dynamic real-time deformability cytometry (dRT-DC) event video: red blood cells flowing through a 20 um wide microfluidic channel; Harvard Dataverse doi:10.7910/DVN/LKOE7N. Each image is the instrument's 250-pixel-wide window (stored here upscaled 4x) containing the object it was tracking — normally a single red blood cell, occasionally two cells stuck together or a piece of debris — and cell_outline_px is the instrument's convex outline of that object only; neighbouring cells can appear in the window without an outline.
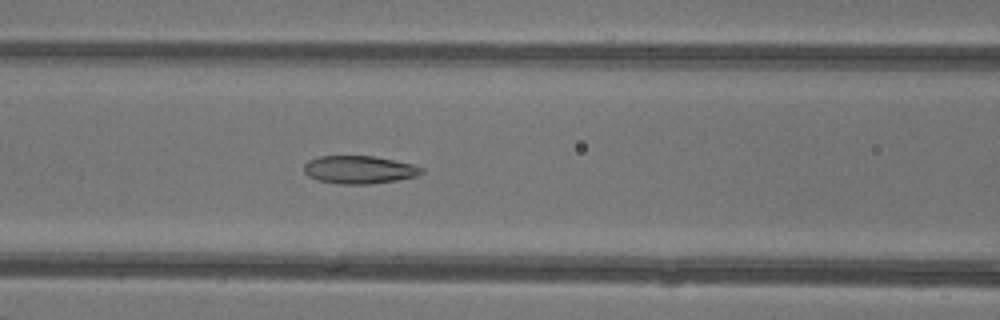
{"species": "common noctule bat (a hibernating species)", "species_latin": "Nyctalus noctula", "temperature_condition": "warm", "stored_images_in_passage": 33, "camera_frame_rate_fps": 3000, "um_per_image_px": 0.085, "animal": {"sex": "female"}, "frame": {"image": 1, "passage_image": 6, "time_ms": 1.667, "image_size_px": [1000, 320], "cell_outline_px": [[424, 172], [416, 176], [396, 180], [368, 184], [340, 184], [316, 180], [308, 176], [304, 172], [304, 164], [308, 160], [316, 156], [376, 156], [412, 164], [424, 168]], "centroid_in_image_um": [30.5, 14.42], "position_along_channel_um": 136.1, "area_um2": 19.25}}
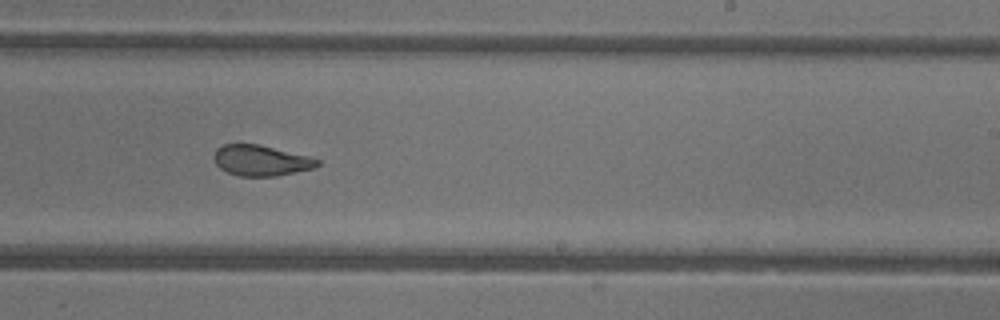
{"frame": {"image": 2, "passage_image": 15, "time_ms": 4.667, "image_size_px": [1000, 320], "cell_outline_px": [[320, 164], [316, 168], [276, 176], [240, 176], [228, 172], [220, 168], [216, 164], [212, 156], [216, 148], [224, 144], [260, 144], [308, 156], [320, 160]], "centroid_in_image_um": [22.18, 13.64], "position_along_channel_um": 266.8, "area_um2": 18.61}}
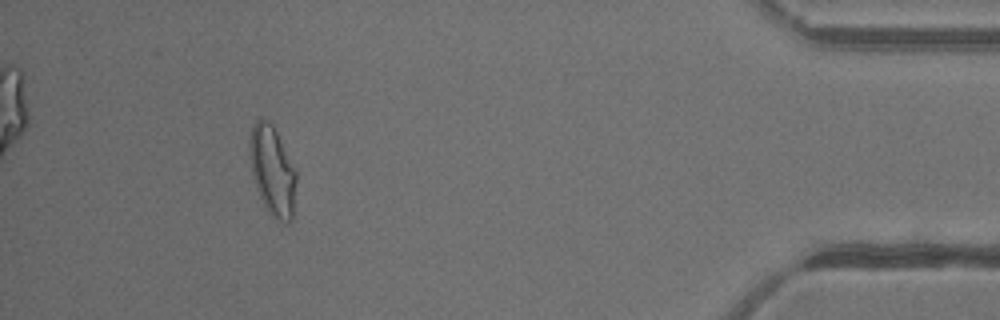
{"frame": {"image": 3, "passage_image": 29, "time_ms": 9.333, "image_size_px": [1000, 320], "cell_outline_px": [[296, 180], [292, 220], [288, 224], [284, 224], [272, 216], [268, 212], [260, 196], [252, 176], [248, 156], [248, 140], [252, 124], [260, 116], [268, 120], [272, 124], [296, 168]], "centroid_in_image_um": [23.13, 14.47], "position_along_channel_um": 412.1, "area_um2": 24.85}, "authors_computed_cell_mechanics": {"area_um2": 19.8832, "velocity_mm_per_s": 4.3709, "shape_relaxation_time_tau1_ms": 9.629, "shape_relaxation_time_tau2_ms": 1.2489, "deformation_change_tau1": 0.2369, "deformation_change_tau2": 0.0826}}